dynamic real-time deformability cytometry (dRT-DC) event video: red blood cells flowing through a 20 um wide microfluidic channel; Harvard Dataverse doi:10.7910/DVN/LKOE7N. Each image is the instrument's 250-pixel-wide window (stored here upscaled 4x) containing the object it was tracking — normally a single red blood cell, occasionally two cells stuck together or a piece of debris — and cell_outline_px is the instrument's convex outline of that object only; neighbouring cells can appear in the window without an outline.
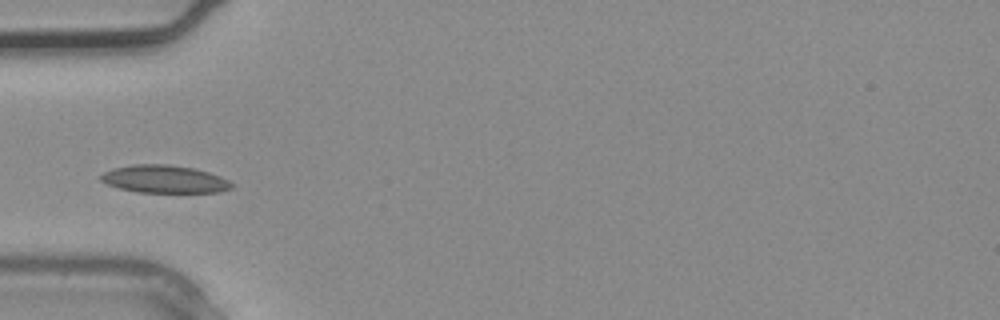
{"species": "common noctule bat (a hibernating species)", "species_latin": "Nyctalus noctula", "temperature_condition": "warm", "stored_images_in_passage": 2, "camera_frame_rate_fps": 3000, "um_per_image_px": 0.085, "animal": {"sex": "male", "body_mass_g": 20.4}, "frame": {"image": 1, "passage_image": 2, "time_ms": 0.333, "image_size_px": [1000, 320], "cell_outline_px": [[232, 188], [220, 192], [136, 192], [120, 188], [108, 184], [100, 180], [100, 176], [104, 172], [112, 168], [132, 164], [168, 164], [196, 168], [220, 176], [228, 180], [232, 184]], "centroid_in_image_um": [13.97, 15.21], "position_along_channel_um": 71.0, "area_um2": 21.15}}